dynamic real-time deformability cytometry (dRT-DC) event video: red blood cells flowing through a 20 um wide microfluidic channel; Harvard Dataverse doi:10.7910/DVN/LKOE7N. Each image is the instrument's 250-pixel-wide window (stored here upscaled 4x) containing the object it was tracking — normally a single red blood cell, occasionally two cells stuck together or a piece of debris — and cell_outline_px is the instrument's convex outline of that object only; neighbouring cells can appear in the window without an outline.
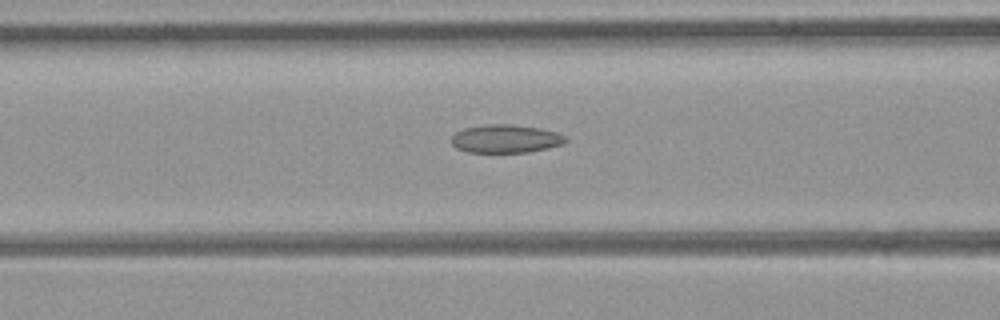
{"species": "common noctule bat (a hibernating species)", "species_latin": "Nyctalus noctula", "temperature_condition": "room temperature", "stored_images_in_passage": 44, "camera_frame_rate_fps": 3000, "um_per_image_px": 0.085, "animal": {"sex": "female", "body_mass_g": 21.9}, "frame": {"image": 1, "passage_image": 16, "time_ms": 5.0, "image_size_px": [1000, 320], "cell_outline_px": [[568, 140], [564, 144], [528, 152], [468, 152], [456, 148], [452, 144], [452, 136], [456, 132], [464, 128], [488, 124], [508, 124], [540, 128], [556, 132], [568, 136]], "centroid_in_image_um": [43.01, 11.79], "position_along_channel_um": 123.6, "area_um2": 18.79}}
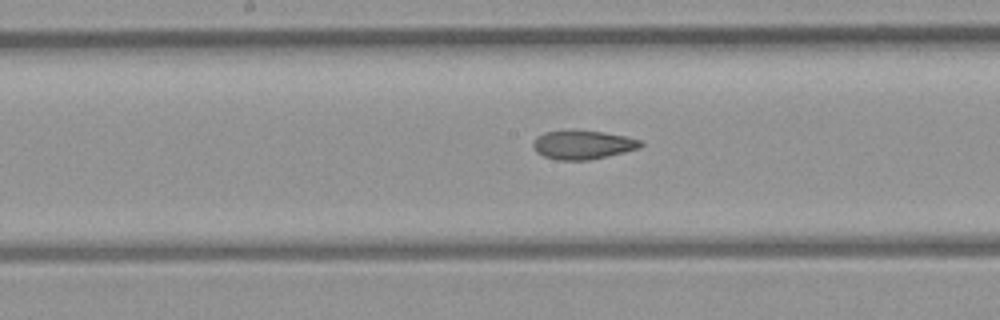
{"frame": {"image": 2, "passage_image": 21, "time_ms": 6.667, "image_size_px": [1000, 320], "cell_outline_px": [[644, 144], [640, 148], [608, 156], [588, 160], [556, 160], [544, 156], [536, 152], [532, 148], [532, 140], [536, 136], [544, 132], [604, 132], [628, 136], [644, 140]], "centroid_in_image_um": [49.56, 12.33], "position_along_channel_um": 198.6, "area_um2": 17.98}}
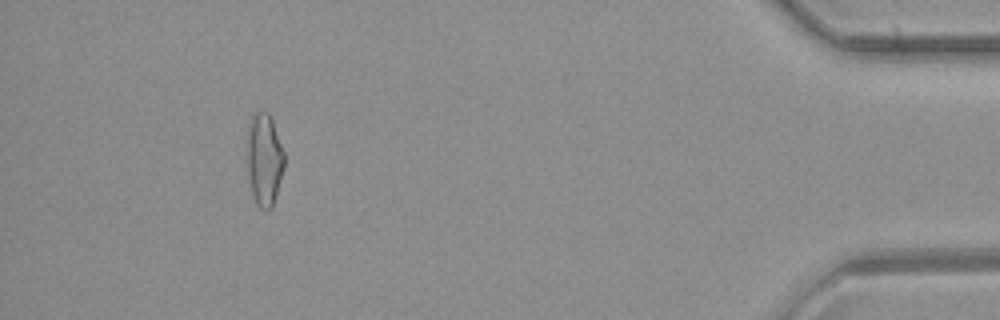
{"frame": {"image": 3, "passage_image": 40, "time_ms": 13.0, "image_size_px": [1000, 320], "cell_outline_px": [[284, 168], [272, 208], [260, 208], [256, 204], [252, 196], [248, 172], [248, 128], [252, 112], [268, 112], [272, 120], [284, 152]], "centroid_in_image_um": [22.46, 13.55], "position_along_channel_um": 412.7, "area_um2": 19.83}, "authors_computed_cell_mechanics": {"area_um2": 19.1318, "velocity_mm_per_s": 4.481, "shape_relaxation_time_tau1_ms": null, "shape_relaxation_time_tau2_ms": 3.0037, "deformation_change_tau1": null, "deformation_change_tau2": 0.1136}}